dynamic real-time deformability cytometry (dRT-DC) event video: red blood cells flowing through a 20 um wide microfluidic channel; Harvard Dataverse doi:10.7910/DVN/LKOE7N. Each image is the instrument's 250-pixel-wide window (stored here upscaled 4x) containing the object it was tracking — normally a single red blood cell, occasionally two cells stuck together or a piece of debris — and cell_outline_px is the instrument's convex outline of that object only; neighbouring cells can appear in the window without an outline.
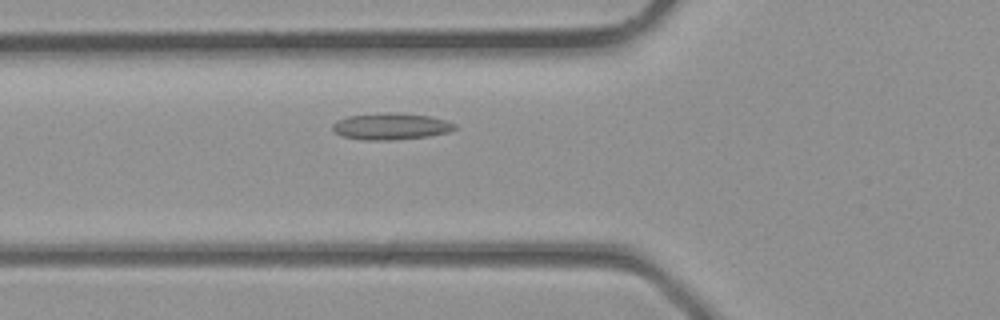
{"species": "common noctule bat (a hibernating species)", "species_latin": "Nyctalus noctula", "temperature_condition": "room temperature", "stored_images_in_passage": 3, "camera_frame_rate_fps": 3000, "um_per_image_px": 0.085, "animal": {"sex": "male", "body_mass_g": 23.1, "forearm_length_mm": 52.7}, "frame": {"image": 1, "passage_image": 2, "time_ms": 0.333, "image_size_px": [1000, 320], "cell_outline_px": [[456, 128], [448, 132], [428, 136], [392, 140], [364, 140], [344, 136], [336, 132], [332, 128], [332, 124], [336, 120], [348, 116], [380, 112], [400, 112], [432, 116], [456, 124]], "centroid_in_image_um": [33.23, 10.72], "position_along_channel_um": 92.6, "area_um2": 19.07}}